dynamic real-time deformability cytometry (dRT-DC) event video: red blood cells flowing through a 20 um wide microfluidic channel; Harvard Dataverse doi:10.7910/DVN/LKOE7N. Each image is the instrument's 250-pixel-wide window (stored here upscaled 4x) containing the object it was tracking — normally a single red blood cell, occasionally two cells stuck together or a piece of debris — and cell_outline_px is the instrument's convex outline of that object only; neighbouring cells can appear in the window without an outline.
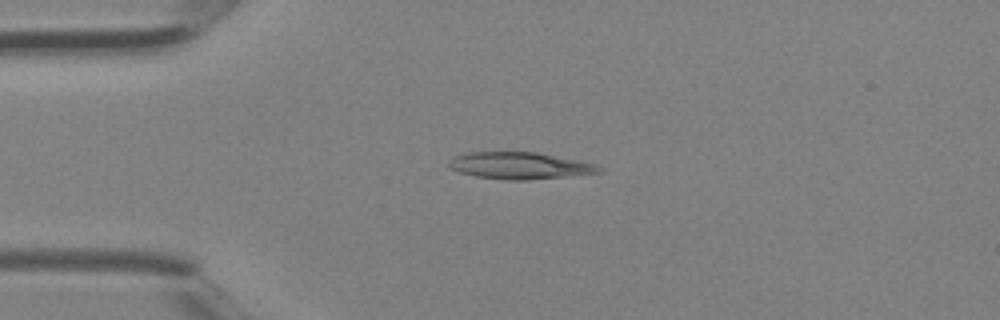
{"species": "Egyptian fruit bat (a non-hibernating species)", "species_latin": "Rousettus aegyptiacus", "temperature_condition": "room temperature", "stored_images_in_passage": 2, "camera_frame_rate_fps": 3000, "um_per_image_px": 0.085, "animal": {"sex": "female"}, "frame": {"image": 1, "passage_image": 2, "time_ms": 0.333, "image_size_px": [1000, 320], "cell_outline_px": [[604, 172], [528, 180], [504, 180], [476, 176], [460, 172], [452, 168], [448, 164], [448, 160], [452, 156], [468, 152], [536, 152], [596, 164], [604, 168]], "centroid_in_image_um": [44.17, 14.08], "position_along_channel_um": 40.8, "area_um2": 23.47}}